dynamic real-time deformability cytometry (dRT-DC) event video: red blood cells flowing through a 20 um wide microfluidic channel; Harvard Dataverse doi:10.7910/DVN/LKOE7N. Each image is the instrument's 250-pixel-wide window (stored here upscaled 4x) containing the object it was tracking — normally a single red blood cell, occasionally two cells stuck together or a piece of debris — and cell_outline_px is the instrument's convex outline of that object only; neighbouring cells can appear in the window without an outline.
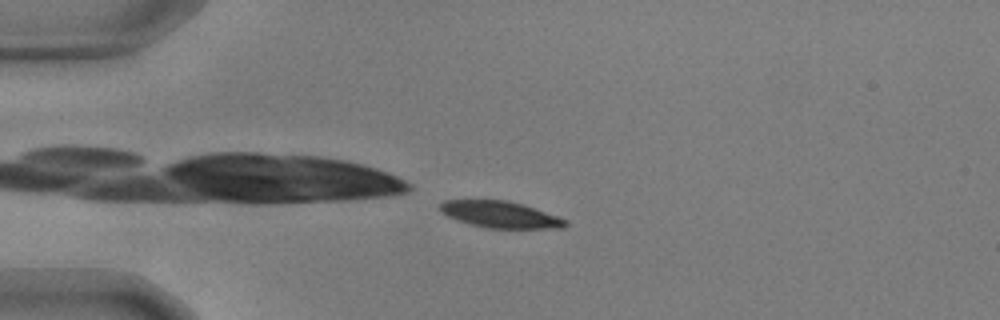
{"species": "common noctule bat (a hibernating species)", "species_latin": "Nyctalus noctula", "temperature_condition": "warm", "stored_images_in_passage": 43, "camera_frame_rate_fps": 3000, "um_per_image_px": 0.085, "animal": {"sex": "male", "body_mass_g": 17.9, "forearm_length_mm": 54.2}, "frame": {"image": 1, "passage_image": 1, "time_ms": 0.0, "image_size_px": [1000, 320], "cell_outline_px": [[568, 224], [564, 228], [484, 228], [456, 220], [448, 216], [440, 208], [440, 204], [444, 200], [504, 200], [520, 204], [568, 220]], "centroid_in_image_um": [42.51, 18.25], "position_along_channel_um": 42.5, "area_um2": 19.07}}
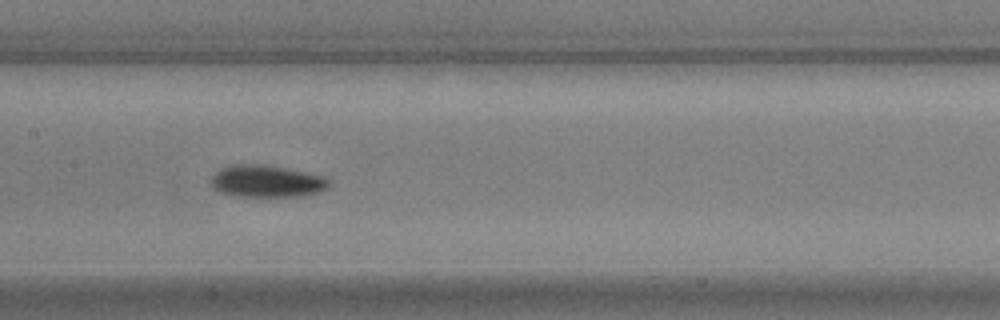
{"frame": {"image": 2, "passage_image": 15, "time_ms": 4.667, "image_size_px": [1000, 320], "cell_outline_px": [[328, 188], [320, 192], [300, 196], [236, 196], [220, 192], [208, 180], [220, 168], [232, 164], [260, 164], [284, 168], [324, 176], [328, 180]], "centroid_in_image_um": [22.64, 15.4], "position_along_channel_um": 184.8, "area_um2": 21.91}}
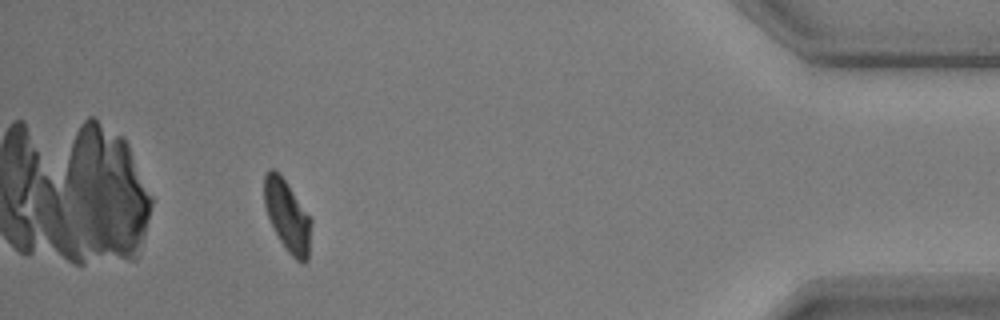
{"frame": {"image": 3, "passage_image": 38, "time_ms": 12.333, "image_size_px": [1000, 320], "cell_outline_px": [[312, 224], [308, 260], [304, 264], [300, 264], [288, 252], [280, 240], [268, 216], [264, 204], [264, 176], [268, 168], [272, 168], [284, 180], [312, 220]], "centroid_in_image_um": [24.44, 18.4], "position_along_channel_um": 410.8, "area_um2": 19.25}, "authors_computed_cell_mechanics": {"area_um2": 21.0392, "velocity_mm_per_s": 3.6332, "shape_relaxation_time_tau1_ms": 1.966, "shape_relaxation_time_tau2_ms": 6.8939, "deformation_change_tau1": 0.1431, "deformation_change_tau2": 0.0821}}